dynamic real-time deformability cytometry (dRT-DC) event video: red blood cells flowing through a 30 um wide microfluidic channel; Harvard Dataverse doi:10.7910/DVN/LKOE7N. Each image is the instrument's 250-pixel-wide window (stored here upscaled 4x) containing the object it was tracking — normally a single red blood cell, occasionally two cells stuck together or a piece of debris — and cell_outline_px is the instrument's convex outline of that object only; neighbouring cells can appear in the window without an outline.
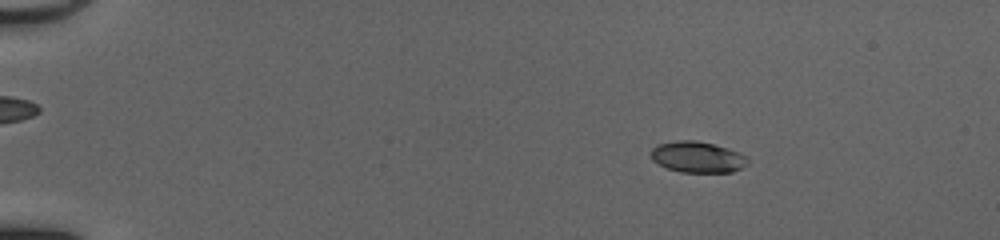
{"species": "common noctule bat (a hibernating species)", "species_latin": "Nyctalus noctula", "temperature_condition": "cold", "stored_images_in_passage": 52, "camera_frame_rate_fps": 3000, "um_per_image_px": 0.085, "animal": {"sex": "female", "body_mass_g": 20.0, "forearm_length_mm": 54.0}, "frame": {"image": 1, "passage_image": 9, "time_ms": 2.667, "image_size_px": [1000, 240], "cell_outline_px": [[748, 164], [732, 172], [680, 172], [668, 168], [652, 160], [648, 152], [656, 144], [676, 140], [696, 140], [728, 148], [744, 156], [748, 160]], "centroid_in_image_um": [59.22, 13.34], "position_along_channel_um": 25.8, "area_um2": 17.51}}
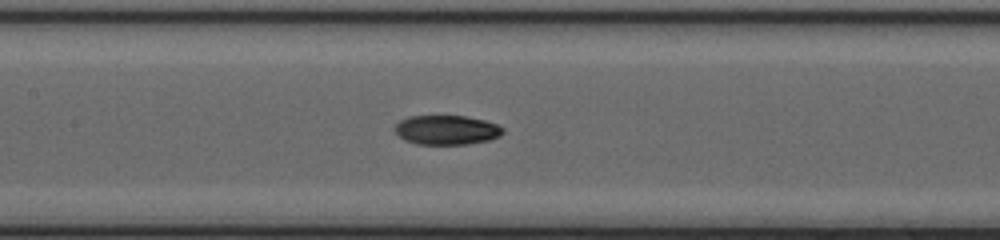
{"frame": {"image": 2, "passage_image": 27, "time_ms": 8.667, "image_size_px": [1000, 240], "cell_outline_px": [[504, 132], [500, 136], [488, 140], [468, 144], [416, 144], [404, 140], [396, 132], [396, 124], [400, 120], [408, 116], [464, 116], [484, 120], [496, 124], [504, 128]], "centroid_in_image_um": [37.97, 11.05], "position_along_channel_um": 169.4, "area_um2": 18.44}}
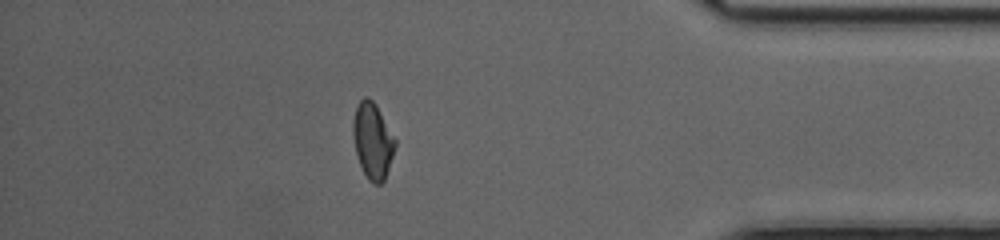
{"frame": {"image": 3, "passage_image": 46, "time_ms": 15.0, "image_size_px": [1000, 240], "cell_outline_px": [[396, 144], [384, 180], [380, 184], [372, 184], [368, 180], [360, 164], [356, 152], [352, 132], [352, 124], [356, 108], [360, 100], [364, 96], [368, 96], [376, 104], [396, 140]], "centroid_in_image_um": [31.67, 11.94], "position_along_channel_um": 403.5, "area_um2": 18.44}, "authors_computed_cell_mechanics": {"area_um2": 18.2937, "velocity_mm_per_s": 4.156, "shape_relaxation_time_tau1_ms": null, "shape_relaxation_time_tau2_ms": 2.6101, "deformation_change_tau1": null, "deformation_change_tau2": 0.0603}}